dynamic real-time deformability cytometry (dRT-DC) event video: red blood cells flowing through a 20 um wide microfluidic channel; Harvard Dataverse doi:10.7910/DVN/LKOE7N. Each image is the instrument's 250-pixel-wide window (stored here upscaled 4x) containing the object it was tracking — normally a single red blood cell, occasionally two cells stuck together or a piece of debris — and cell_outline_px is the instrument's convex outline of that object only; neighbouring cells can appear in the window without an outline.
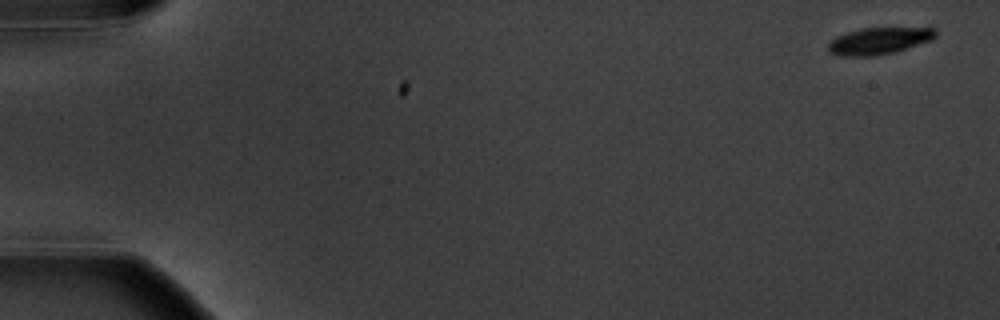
{"species": "common noctule bat (a hibernating species)", "species_latin": "Nyctalus noctula", "temperature_condition": "warm", "stored_images_in_passage": 5, "camera_frame_rate_fps": 3000, "um_per_image_px": 0.085, "animal": {"sex": "male", "body_mass_g": 20.1, "forearm_length_mm": 53.5}, "frame": {"image": 1, "passage_image": 1, "time_ms": 0.0, "image_size_px": [1000, 320], "cell_outline_px": [[936, 36], [932, 40], [896, 52], [872, 56], [840, 56], [828, 52], [828, 44], [836, 36], [844, 32], [860, 28], [936, 28]], "centroid_in_image_um": [74.69, 3.48], "position_along_channel_um": 10.3, "area_um2": 16.94}}
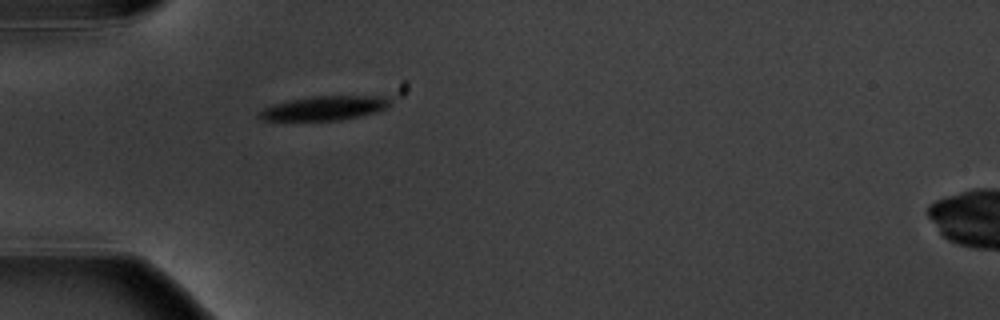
{"frame": {"image": 2, "passage_image": 5, "time_ms": 5.333, "image_size_px": [1000, 320], "cell_outline_px": [[392, 104], [376, 112], [360, 116], [340, 120], [260, 120], [256, 116], [256, 112], [272, 104], [284, 100], [312, 96], [388, 96], [392, 100]], "centroid_in_image_um": [27.53, 9.18], "position_along_channel_um": 57.5, "area_um2": 18.79}}